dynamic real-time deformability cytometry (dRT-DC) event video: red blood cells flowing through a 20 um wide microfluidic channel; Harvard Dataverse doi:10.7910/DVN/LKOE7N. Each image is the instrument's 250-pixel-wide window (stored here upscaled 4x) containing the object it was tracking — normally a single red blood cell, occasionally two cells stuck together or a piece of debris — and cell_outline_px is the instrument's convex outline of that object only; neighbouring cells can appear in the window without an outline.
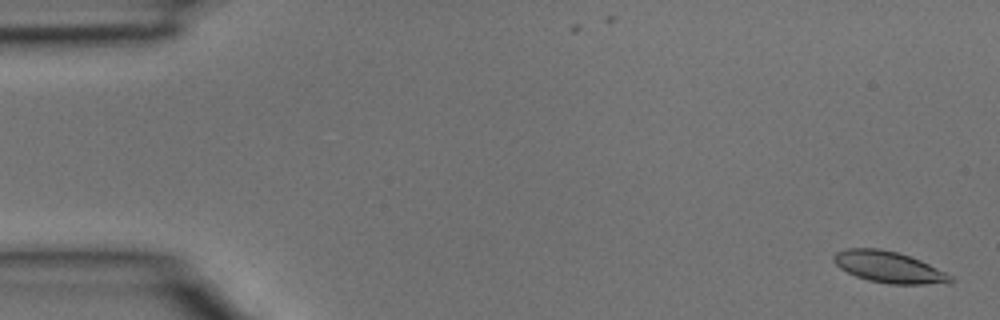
{"species": "common noctule bat (a hibernating species)", "species_latin": "Nyctalus noctula", "temperature_condition": "room temperature", "stored_images_in_passage": 40, "camera_frame_rate_fps": 3000, "um_per_image_px": 0.085, "animal": {"sex": "male", "body_mass_g": 15.6}, "frame": {"image": 1, "passage_image": 1, "time_ms": 0.0, "image_size_px": [1000, 320], "cell_outline_px": [[956, 280], [948, 284], [888, 284], [868, 280], [856, 276], [840, 268], [832, 260], [832, 256], [836, 252], [844, 248], [880, 248], [896, 252], [920, 260], [952, 276]], "centroid_in_image_um": [75.54, 22.71], "position_along_channel_um": 9.5, "area_um2": 21.39}}
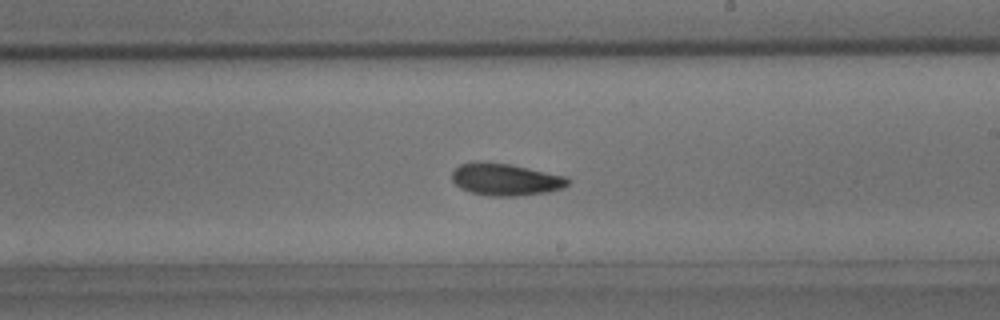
{"frame": {"image": 2, "passage_image": 23, "time_ms": 7.333, "image_size_px": [1000, 320], "cell_outline_px": [[572, 180], [564, 188], [548, 192], [516, 196], [488, 196], [472, 192], [460, 188], [452, 180], [452, 172], [460, 164], [476, 160], [484, 160], [512, 164], [568, 176]], "centroid_in_image_um": [43.0, 15.23], "position_along_channel_um": 246.0, "area_um2": 22.25}}
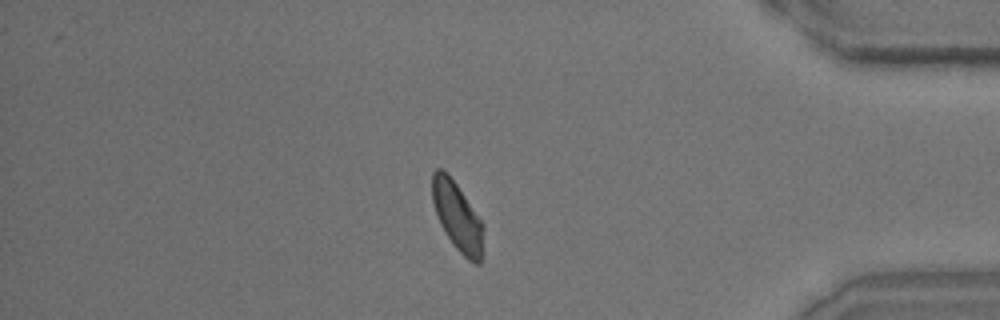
{"frame": {"image": 3, "passage_image": 34, "time_ms": 11.0, "image_size_px": [1000, 320], "cell_outline_px": [[484, 256], [480, 264], [472, 264], [452, 244], [444, 232], [440, 224], [432, 200], [432, 172], [436, 168], [440, 168], [448, 172], [484, 224]], "centroid_in_image_um": [38.91, 18.45], "position_along_channel_um": 396.3, "area_um2": 20.98}}